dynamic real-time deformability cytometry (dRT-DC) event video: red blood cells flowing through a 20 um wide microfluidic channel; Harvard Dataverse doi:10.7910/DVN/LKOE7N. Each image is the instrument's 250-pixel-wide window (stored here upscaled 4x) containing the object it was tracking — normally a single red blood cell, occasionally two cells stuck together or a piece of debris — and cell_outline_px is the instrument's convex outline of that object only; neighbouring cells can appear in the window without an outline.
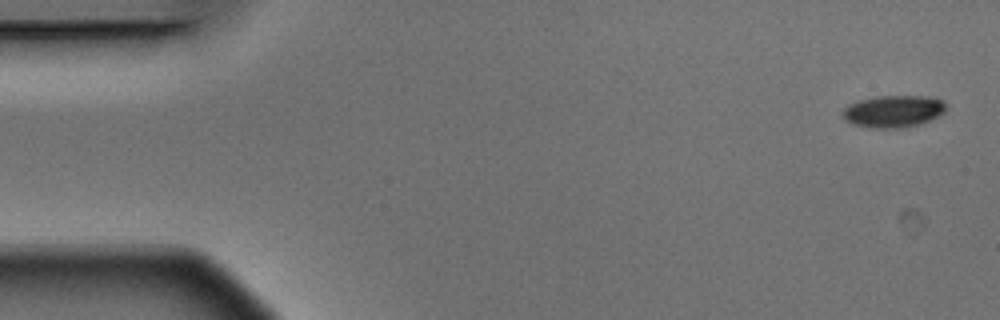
{"species": "Egyptian fruit bat (a non-hibernating species)", "species_latin": "Rousettus aegyptiacus", "temperature_condition": "warm", "stored_images_in_passage": 6, "camera_frame_rate_fps": 3000, "um_per_image_px": 0.085, "animal": {"sex": "male"}, "frame": {"image": 1, "passage_image": 1, "time_ms": 0.0, "image_size_px": [1000, 320], "cell_outline_px": [[948, 108], [940, 116], [920, 124], [904, 128], [868, 128], [852, 124], [844, 120], [844, 108], [848, 104], [860, 100], [876, 96], [928, 96], [944, 100]], "centroid_in_image_um": [75.98, 9.47], "position_along_channel_um": 9.0, "area_um2": 19.65}}
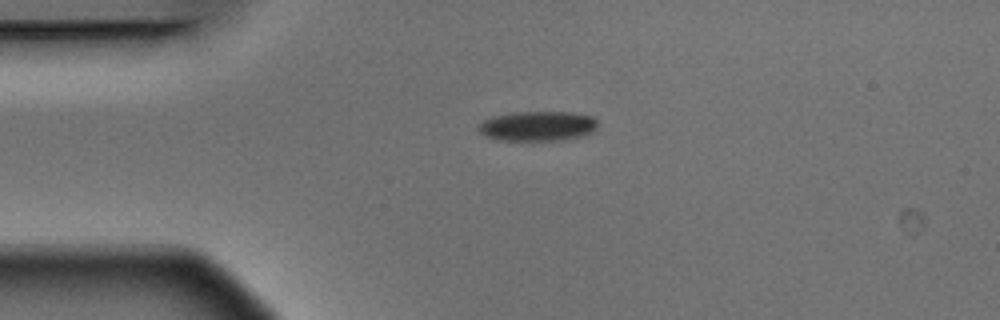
{"frame": {"image": 2, "passage_image": 4, "time_ms": 1.0, "image_size_px": [1000, 320], "cell_outline_px": [[596, 128], [592, 132], [584, 136], [560, 140], [500, 140], [484, 136], [480, 132], [480, 124], [484, 120], [492, 116], [512, 112], [568, 112], [592, 116], [596, 120]], "centroid_in_image_um": [45.7, 10.71], "position_along_channel_um": 39.3, "area_um2": 20.63}}
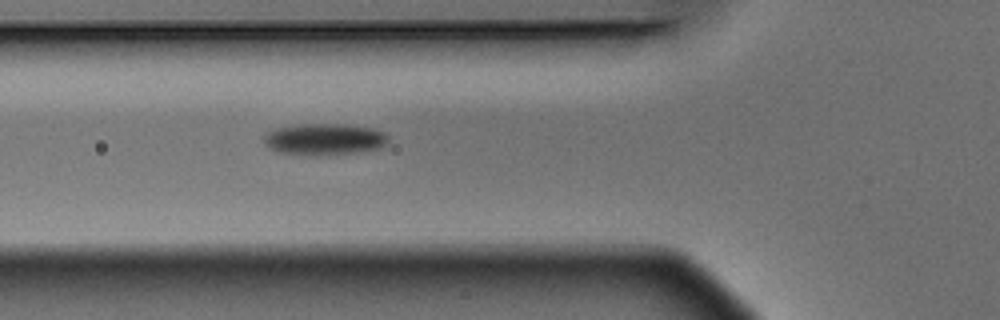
{"frame": {"image": 3, "passage_image": 6, "time_ms": 1.667, "image_size_px": [1000, 320], "cell_outline_px": [[388, 144], [380, 148], [360, 152], [280, 152], [268, 148], [264, 144], [264, 136], [268, 132], [276, 128], [300, 124], [344, 124], [376, 128], [384, 132], [388, 136]], "centroid_in_image_um": [27.64, 11.77], "position_along_channel_um": 98.2, "area_um2": 22.02}}